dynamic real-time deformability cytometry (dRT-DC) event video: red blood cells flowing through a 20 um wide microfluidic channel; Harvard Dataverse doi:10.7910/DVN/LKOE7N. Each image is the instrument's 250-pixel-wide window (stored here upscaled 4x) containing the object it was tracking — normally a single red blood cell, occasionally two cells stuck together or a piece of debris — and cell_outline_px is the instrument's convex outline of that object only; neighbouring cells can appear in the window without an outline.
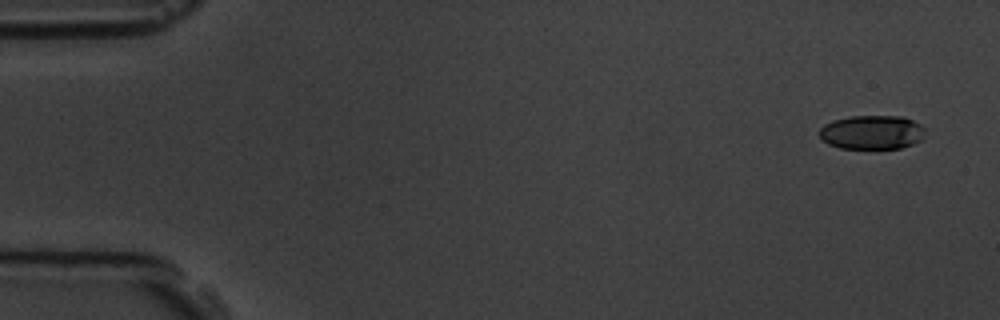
{"species": "common noctule bat (a hibernating species)", "species_latin": "Nyctalus noctula", "temperature_condition": "room temperature", "stored_images_in_passage": 5, "segment_of_instrument_passage": [1, 2], "camera_frame_rate_fps": 3000, "um_per_image_px": 0.085, "animal": {"sex": "male", "body_mass_g": 19.5, "forearm_length_mm": 54.6}, "frame": {"image": 1, "passage_image": 1, "time_ms": 0.0, "image_size_px": [1000, 320], "cell_outline_px": [[924, 140], [900, 148], [840, 148], [828, 144], [820, 136], [820, 128], [824, 124], [832, 120], [852, 116], [904, 116], [920, 124], [924, 128]], "centroid_in_image_um": [74.14, 11.24], "position_along_channel_um": 10.9, "area_um2": 21.04}}